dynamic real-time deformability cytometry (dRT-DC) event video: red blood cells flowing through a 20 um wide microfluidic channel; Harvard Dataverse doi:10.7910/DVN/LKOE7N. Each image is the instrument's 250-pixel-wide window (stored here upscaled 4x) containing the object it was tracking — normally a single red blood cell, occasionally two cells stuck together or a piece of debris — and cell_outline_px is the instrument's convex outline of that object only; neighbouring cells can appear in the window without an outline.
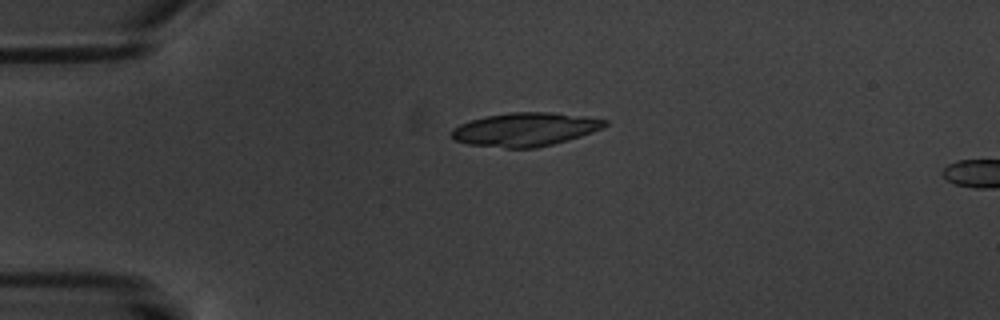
{"species": "common noctule bat (a hibernating species)", "species_latin": "Nyctalus noctula", "temperature_condition": "warm", "stored_images_in_passage": 2, "camera_frame_rate_fps": 3000, "um_per_image_px": 0.085, "animal": {"sex": "male", "body_mass_g": 20.1, "forearm_length_mm": 53.5}, "frame": {"image": 1, "passage_image": 1, "time_ms": 0.0, "image_size_px": [1000, 320], "cell_outline_px": [[608, 124], [604, 128], [568, 140], [536, 148], [508, 148], [468, 144], [452, 140], [452, 128], [460, 124], [484, 116], [508, 112], [552, 112], [584, 116], [608, 120]], "centroid_in_image_um": [44.64, 10.99], "position_along_channel_um": 40.4, "area_um2": 30.06}}